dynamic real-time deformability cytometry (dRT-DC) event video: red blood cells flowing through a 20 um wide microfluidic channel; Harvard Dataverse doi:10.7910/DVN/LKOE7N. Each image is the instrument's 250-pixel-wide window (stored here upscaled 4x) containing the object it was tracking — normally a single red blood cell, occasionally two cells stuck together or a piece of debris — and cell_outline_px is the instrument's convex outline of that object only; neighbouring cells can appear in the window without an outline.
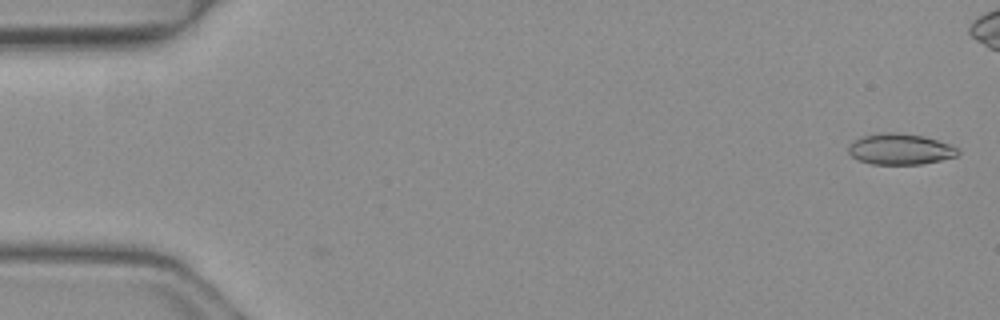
{"species": "common noctule bat (a hibernating species)", "species_latin": "Nyctalus noctula", "temperature_condition": "warm", "stored_images_in_passage": 48, "camera_frame_rate_fps": 3000, "um_per_image_px": 0.085, "animal": {"sex": "female", "body_mass_g": 19.3, "forearm_length_mm": 54.1}, "frame": {"image": 1, "passage_image": 2, "time_ms": 0.333, "image_size_px": [1000, 320], "cell_outline_px": [[960, 152], [956, 156], [940, 160], [920, 164], [872, 164], [860, 160], [852, 156], [848, 152], [848, 148], [852, 140], [860, 136], [880, 132], [892, 132], [924, 136], [952, 144], [960, 148]], "centroid_in_image_um": [76.52, 12.66], "position_along_channel_um": 8.5, "area_um2": 19.94}}
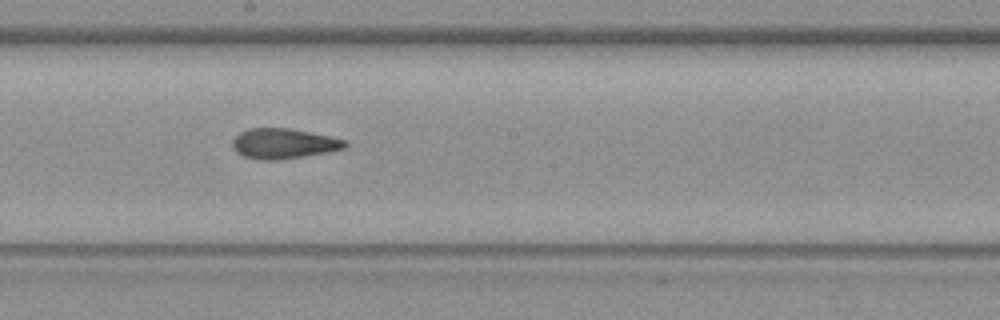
{"frame": {"image": 2, "passage_image": 28, "time_ms": 9.0, "image_size_px": [1000, 320], "cell_outline_px": [[348, 144], [344, 148], [328, 152], [304, 156], [276, 160], [256, 160], [244, 156], [236, 152], [232, 148], [232, 140], [240, 132], [248, 128], [288, 128], [348, 140]], "centroid_in_image_um": [24.08, 12.21], "position_along_channel_um": 224.1, "area_um2": 19.83}}
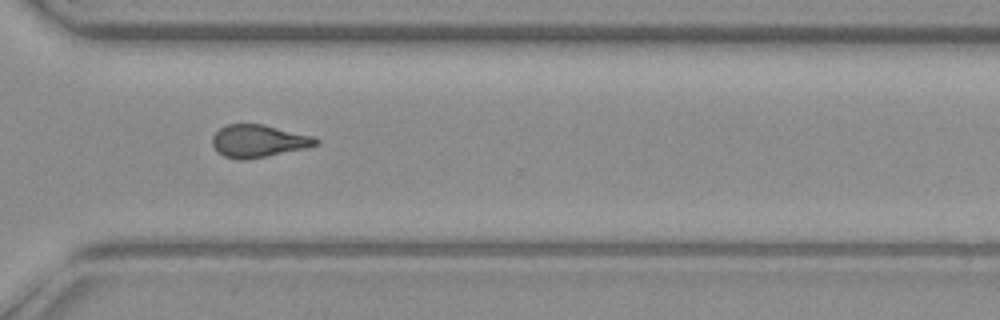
{"frame": {"image": 3, "passage_image": 37, "time_ms": 12.0, "image_size_px": [1000, 320], "cell_outline_px": [[320, 140], [316, 144], [308, 148], [244, 160], [240, 160], [224, 156], [212, 144], [212, 136], [224, 124], [264, 124], [312, 136]], "centroid_in_image_um": [21.97, 11.98], "position_along_channel_um": 348.6, "area_um2": 19.48}, "authors_computed_cell_mechanics": {"area_um2": 19.941, "velocity_mm_per_s": 4.1547, "shape_relaxation_time_tau1_ms": 10.9645, "shape_relaxation_time_tau2_ms": 2.3704, "deformation_change_tau1": 0.2508, "deformation_change_tau2": 0.0953}}